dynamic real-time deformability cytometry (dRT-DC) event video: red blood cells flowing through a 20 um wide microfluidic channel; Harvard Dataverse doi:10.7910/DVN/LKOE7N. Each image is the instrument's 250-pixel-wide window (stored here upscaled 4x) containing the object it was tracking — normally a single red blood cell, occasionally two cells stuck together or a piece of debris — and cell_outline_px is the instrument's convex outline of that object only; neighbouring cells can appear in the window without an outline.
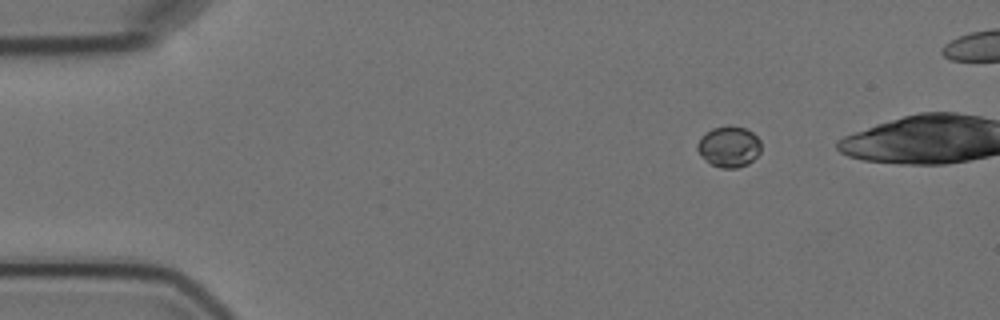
{"species": "Egyptian fruit bat (a non-hibernating species)", "species_latin": "Rousettus aegyptiacus", "temperature_condition": "cold", "stored_images_in_passage": 3, "camera_frame_rate_fps": 3000, "um_per_image_px": 0.085, "animal": {"sex": "female"}, "frame": {"image": 1, "passage_image": 1, "time_ms": 0.0, "image_size_px": [1000, 320], "cell_outline_px": [[760, 152], [748, 164], [736, 168], [720, 168], [712, 164], [700, 156], [696, 148], [696, 144], [700, 136], [712, 128], [744, 128], [752, 132], [760, 140]], "centroid_in_image_um": [61.93, 12.5], "position_along_channel_um": 23.1, "area_um2": 14.91}}